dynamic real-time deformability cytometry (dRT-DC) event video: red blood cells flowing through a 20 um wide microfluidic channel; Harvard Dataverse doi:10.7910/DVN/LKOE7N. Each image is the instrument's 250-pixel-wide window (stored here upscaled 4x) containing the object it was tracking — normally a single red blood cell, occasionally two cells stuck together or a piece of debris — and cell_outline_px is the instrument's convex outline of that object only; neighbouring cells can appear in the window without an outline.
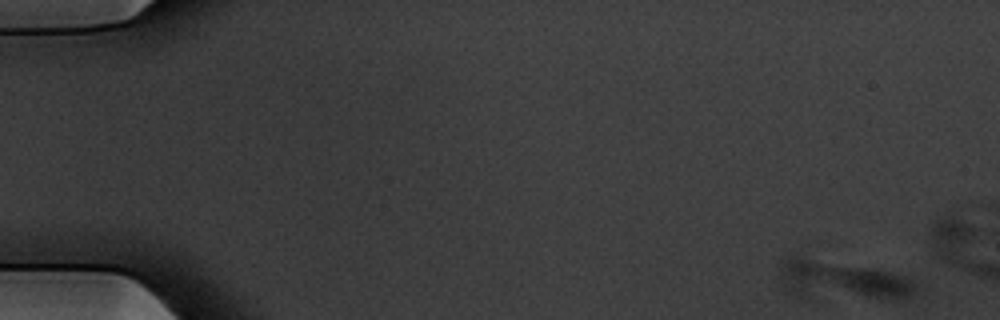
{"species": "common noctule bat (a hibernating species)", "species_latin": "Nyctalus noctula", "temperature_condition": "warm", "stored_images_in_passage": 15, "camera_frame_rate_fps": 3000, "um_per_image_px": 0.085, "animal": {"sex": "male", "body_mass_g": 20.1, "forearm_length_mm": 53.5}, "frame": {"image": 1, "passage_image": 1, "time_ms": 0.0, "image_size_px": [1000, 320], "cell_outline_px": [[920, 284], [916, 292], [904, 300], [880, 300], [800, 296], [788, 292], [784, 288], [780, 272], [780, 264], [788, 256], [800, 256], [868, 268], [888, 272], [904, 276], [916, 280]], "centroid_in_image_um": [71.65, 23.86], "position_along_channel_um": 13.4, "area_um2": 31.33}}
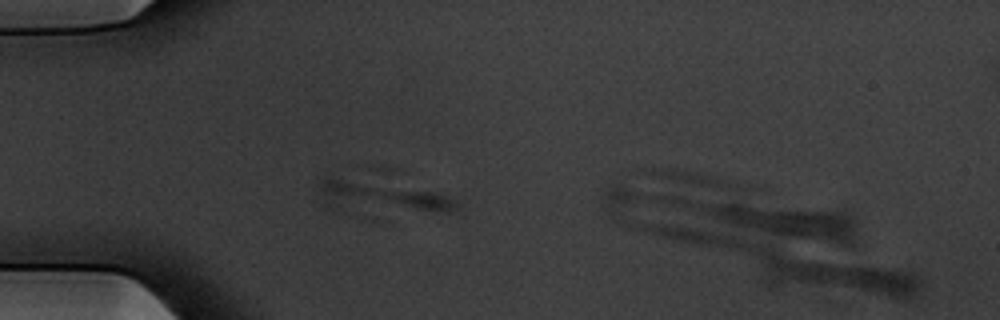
{"frame": {"image": 2, "passage_image": 14, "time_ms": 4.333, "image_size_px": [1000, 320], "cell_outline_px": [[460, 208], [448, 212], [372, 224], [332, 212], [324, 208], [316, 184], [324, 176], [328, 176], [428, 192], [448, 196], [460, 204]], "centroid_in_image_um": [32.28, 17.07], "position_along_channel_um": 52.7, "area_um2": 30.58}}